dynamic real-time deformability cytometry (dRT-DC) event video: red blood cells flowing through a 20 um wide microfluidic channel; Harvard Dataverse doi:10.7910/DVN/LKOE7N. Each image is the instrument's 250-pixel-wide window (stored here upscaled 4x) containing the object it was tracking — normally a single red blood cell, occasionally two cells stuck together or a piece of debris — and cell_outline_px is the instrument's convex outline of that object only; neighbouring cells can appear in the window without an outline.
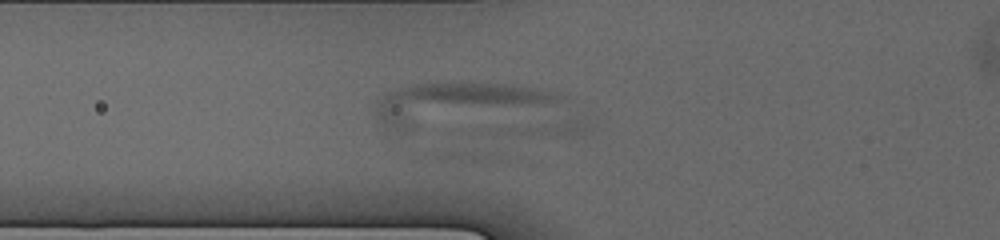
{"species": "human", "species_latin": "Homo sapiens", "temperature_condition": "cold", "stored_images_in_passage": 15, "camera_frame_rate_fps": 3000, "um_per_image_px": 0.085, "donor": {"sex": "male"}, "frame": {"image": 1, "passage_image": 8, "time_ms": 5.333, "image_size_px": [1000, 240], "cell_outline_px": [[568, 96], [544, 104], [412, 132], [400, 132], [384, 128], [376, 112], [376, 104], [380, 96], [396, 88], [408, 84], [444, 80], [488, 80], [548, 88]], "centroid_in_image_um": [38.69, 8.71], "position_along_channel_um": 87.1, "area_um2": 45.84}}